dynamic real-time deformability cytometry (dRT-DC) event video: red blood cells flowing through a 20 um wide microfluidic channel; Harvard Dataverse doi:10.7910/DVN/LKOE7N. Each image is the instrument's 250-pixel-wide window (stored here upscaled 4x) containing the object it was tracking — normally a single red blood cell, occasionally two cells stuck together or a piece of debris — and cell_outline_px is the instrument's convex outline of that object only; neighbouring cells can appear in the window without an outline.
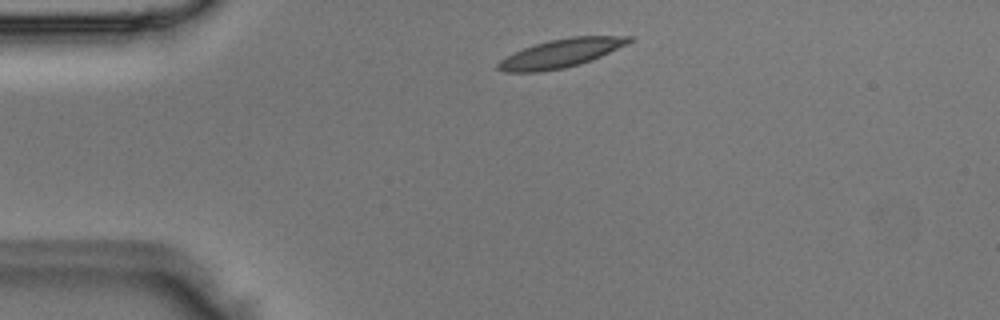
{"species": "Egyptian fruit bat (a non-hibernating species)", "species_latin": "Rousettus aegyptiacus", "temperature_condition": "room temperature", "stored_images_in_passage": 2, "camera_frame_rate_fps": 3000, "um_per_image_px": 0.085, "animal": {"sex": "male"}, "frame": {"image": 1, "passage_image": 1, "time_ms": 0.0, "image_size_px": [1000, 320], "cell_outline_px": [[636, 40], [628, 44], [592, 60], [580, 64], [564, 68], [540, 72], [504, 72], [496, 68], [496, 64], [500, 60], [524, 48], [548, 40], [572, 36], [636, 36]], "centroid_in_image_um": [47.74, 4.52], "position_along_channel_um": 37.3, "area_um2": 21.85}}